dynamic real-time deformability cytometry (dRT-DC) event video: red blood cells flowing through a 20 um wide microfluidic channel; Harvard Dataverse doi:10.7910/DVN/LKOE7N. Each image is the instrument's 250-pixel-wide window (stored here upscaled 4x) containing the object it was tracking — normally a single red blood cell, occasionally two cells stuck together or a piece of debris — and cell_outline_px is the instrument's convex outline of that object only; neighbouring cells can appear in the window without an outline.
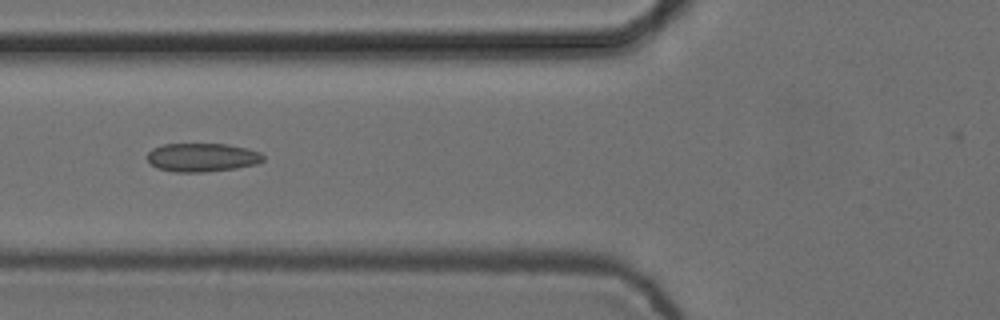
{"species": "common noctule bat (a hibernating species)", "species_latin": "Nyctalus noctula", "temperature_condition": "cold", "stored_images_in_passage": 7, "camera_frame_rate_fps": 3000, "um_per_image_px": 0.085, "animal": {"sex": "female", "body_mass_g": 24.6, "forearm_length_mm": 56.2}, "frame": {"image": 1, "passage_image": 6, "time_ms": 1.667, "image_size_px": [1000, 320], "cell_outline_px": [[264, 160], [256, 164], [236, 168], [204, 172], [172, 172], [156, 168], [148, 164], [148, 152], [152, 148], [164, 144], [228, 144], [248, 148], [260, 152], [264, 156]], "centroid_in_image_um": [17.16, 13.38], "position_along_channel_um": 108.6, "area_um2": 19.54}}
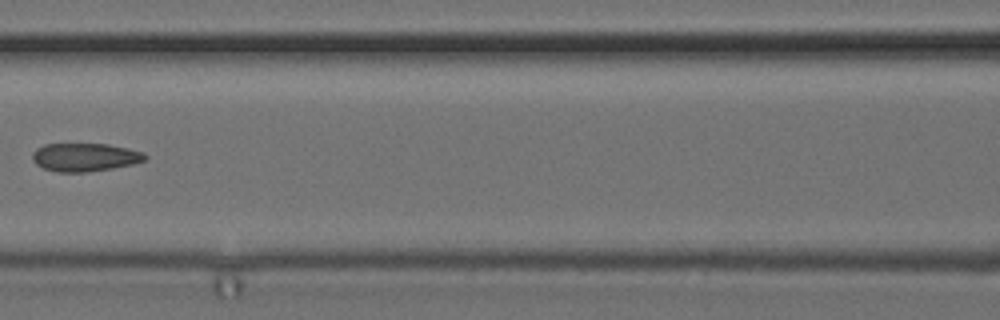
{"frame": {"image": 2, "passage_image": 7, "time_ms": 2.0, "image_size_px": [1000, 320], "cell_outline_px": [[148, 156], [144, 160], [132, 164], [112, 168], [88, 172], [56, 172], [44, 168], [36, 164], [32, 160], [32, 152], [36, 148], [44, 144], [108, 144], [128, 148], [144, 152]], "centroid_in_image_um": [7.2, 13.36], "position_along_channel_um": 159.4, "area_um2": 18.61}}